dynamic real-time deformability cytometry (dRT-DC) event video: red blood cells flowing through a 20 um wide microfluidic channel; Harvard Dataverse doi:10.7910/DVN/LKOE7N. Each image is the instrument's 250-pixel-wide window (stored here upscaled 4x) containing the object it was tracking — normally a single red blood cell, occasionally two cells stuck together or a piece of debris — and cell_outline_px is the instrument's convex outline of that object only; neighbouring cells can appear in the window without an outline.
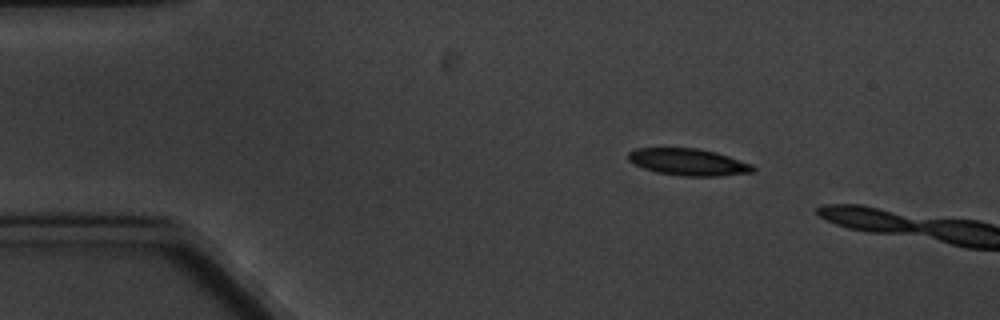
{"species": "common noctule bat (a hibernating species)", "species_latin": "Nyctalus noctula", "temperature_condition": "cold", "stored_images_in_passage": 3, "camera_frame_rate_fps": 3000, "um_per_image_px": 0.085, "animal": {"sex": "male", "body_mass_g": 20.1, "forearm_length_mm": 53.5}, "frame": {"image": 1, "passage_image": 1, "time_ms": 0.0, "image_size_px": [1000, 320], "cell_outline_px": [[756, 172], [720, 176], [680, 176], [656, 172], [644, 168], [628, 160], [628, 152], [636, 148], [696, 148], [716, 152], [752, 164], [756, 168]], "centroid_in_image_um": [58.54, 13.78], "position_along_channel_um": 26.5, "area_um2": 19.59}}